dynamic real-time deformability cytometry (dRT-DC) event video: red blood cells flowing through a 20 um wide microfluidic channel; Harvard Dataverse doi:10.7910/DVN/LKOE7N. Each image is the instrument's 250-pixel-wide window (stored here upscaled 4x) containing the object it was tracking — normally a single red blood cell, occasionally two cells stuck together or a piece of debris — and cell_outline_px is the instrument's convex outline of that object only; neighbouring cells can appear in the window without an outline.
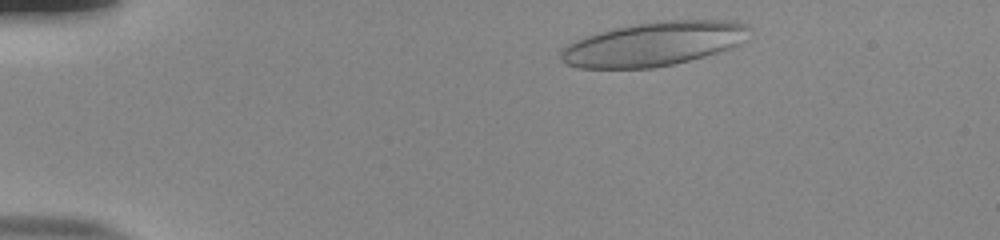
{"species": "human", "species_latin": "Homo sapiens", "temperature_condition": "room temperature", "stored_images_in_passage": 47, "camera_frame_rate_fps": 3000, "um_per_image_px": 0.085, "donor": {"sex": "male"}, "frame": {"image": 1, "passage_image": 3, "time_ms": 0.667, "image_size_px": [1000, 240], "cell_outline_px": [[752, 28], [736, 44], [728, 48], [704, 56], [672, 64], [652, 68], [580, 68], [564, 64], [560, 60], [560, 48], [576, 40], [612, 28], [656, 20], [732, 20], [744, 24]], "centroid_in_image_um": [55.49, 3.72], "position_along_channel_um": 29.5, "area_um2": 48.09}}
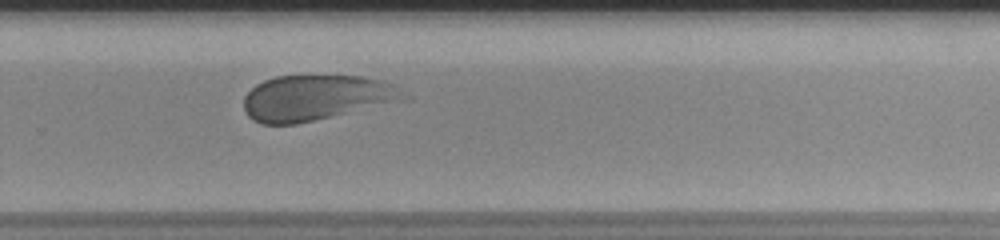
{"frame": {"image": 2, "passage_image": 31, "time_ms": 10.0, "image_size_px": [1000, 240], "cell_outline_px": [[412, 100], [296, 124], [260, 124], [252, 120], [244, 112], [244, 96], [256, 84], [264, 80], [276, 76], [360, 76], [384, 80], [400, 88], [412, 96]], "centroid_in_image_um": [26.96, 8.32], "position_along_channel_um": 302.8, "area_um2": 43.23}}
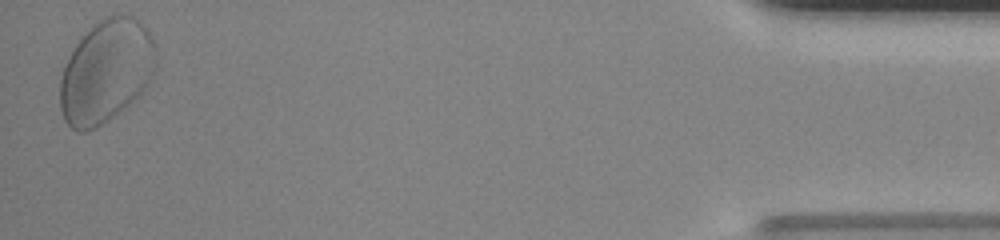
{"frame": {"image": 3, "passage_image": 47, "time_ms": 15.333, "image_size_px": [1000, 240], "cell_outline_px": [[156, 68], [148, 84], [124, 108], [96, 128], [88, 132], [80, 132], [72, 128], [64, 120], [60, 108], [60, 80], [64, 68], [76, 44], [100, 20], [108, 16], [132, 16], [152, 36], [156, 48]], "centroid_in_image_um": [9.02, 6.11], "position_along_channel_um": 426.2, "area_um2": 56.7}, "authors_computed_cell_mechanics": {"area_um2": 43.0032, "velocity_mm_per_s": 3.7573, "shape_relaxation_time_tau1_ms": 6.7749, "shape_relaxation_time_tau2_ms": 1.1661, "deformation_change_tau1": 0.1654, "deformation_change_tau2": 0.0767}}